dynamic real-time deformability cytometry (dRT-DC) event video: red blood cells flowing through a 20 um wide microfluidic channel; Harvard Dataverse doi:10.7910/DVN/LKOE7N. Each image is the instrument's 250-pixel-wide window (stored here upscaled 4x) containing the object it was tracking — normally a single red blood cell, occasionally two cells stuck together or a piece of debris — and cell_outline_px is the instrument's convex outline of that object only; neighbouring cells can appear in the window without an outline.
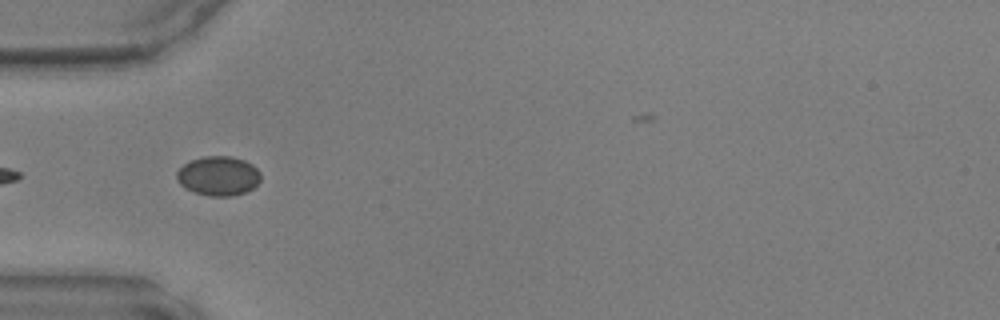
{"species": "common noctule bat (a hibernating species)", "species_latin": "Nyctalus noctula", "temperature_condition": "warm", "stored_images_in_passage": 29, "camera_frame_rate_fps": 3000, "um_per_image_px": 0.085, "animal": {"sex": "male", "body_mass_g": 17.9, "forearm_length_mm": 54.2}, "frame": {"image": 1, "passage_image": 1, "time_ms": 0.0, "image_size_px": [1000, 320], "cell_outline_px": [[260, 180], [252, 188], [244, 192], [232, 196], [208, 196], [196, 192], [180, 184], [176, 180], [176, 172], [184, 164], [192, 160], [204, 156], [232, 156], [244, 160], [252, 164], [260, 172]], "centroid_in_image_um": [18.56, 14.94], "position_along_channel_um": 66.4, "area_um2": 19.13}}